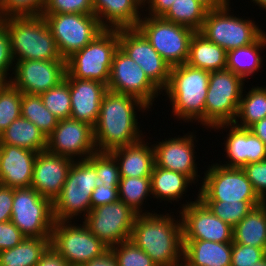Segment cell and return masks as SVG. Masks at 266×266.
Returning a JSON list of instances; mask_svg holds the SVG:
<instances>
[{
    "mask_svg": "<svg viewBox=\"0 0 266 266\" xmlns=\"http://www.w3.org/2000/svg\"><path fill=\"white\" fill-rule=\"evenodd\" d=\"M137 109L144 111L150 108L130 95L111 91L104 94L99 116L93 127L97 152H110L143 139L137 125Z\"/></svg>",
    "mask_w": 266,
    "mask_h": 266,
    "instance_id": "6da1fadb",
    "label": "cell"
},
{
    "mask_svg": "<svg viewBox=\"0 0 266 266\" xmlns=\"http://www.w3.org/2000/svg\"><path fill=\"white\" fill-rule=\"evenodd\" d=\"M147 212L137 215L130 239L158 266H172L183 260L181 219L174 220L169 213Z\"/></svg>",
    "mask_w": 266,
    "mask_h": 266,
    "instance_id": "7a4b0ae2",
    "label": "cell"
},
{
    "mask_svg": "<svg viewBox=\"0 0 266 266\" xmlns=\"http://www.w3.org/2000/svg\"><path fill=\"white\" fill-rule=\"evenodd\" d=\"M210 72L187 63L171 67L169 83L164 92L172 102V113L178 120H198L205 126V101Z\"/></svg>",
    "mask_w": 266,
    "mask_h": 266,
    "instance_id": "3957f363",
    "label": "cell"
},
{
    "mask_svg": "<svg viewBox=\"0 0 266 266\" xmlns=\"http://www.w3.org/2000/svg\"><path fill=\"white\" fill-rule=\"evenodd\" d=\"M0 21L10 35L14 63L21 60H65L42 15L7 17Z\"/></svg>",
    "mask_w": 266,
    "mask_h": 266,
    "instance_id": "277c9868",
    "label": "cell"
},
{
    "mask_svg": "<svg viewBox=\"0 0 266 266\" xmlns=\"http://www.w3.org/2000/svg\"><path fill=\"white\" fill-rule=\"evenodd\" d=\"M118 47V29H105L83 49L66 59V75L108 85L113 57Z\"/></svg>",
    "mask_w": 266,
    "mask_h": 266,
    "instance_id": "5b68a950",
    "label": "cell"
},
{
    "mask_svg": "<svg viewBox=\"0 0 266 266\" xmlns=\"http://www.w3.org/2000/svg\"><path fill=\"white\" fill-rule=\"evenodd\" d=\"M96 178V168L87 159L74 160L61 193L52 203L55 221H70L80 213L84 217L89 214Z\"/></svg>",
    "mask_w": 266,
    "mask_h": 266,
    "instance_id": "8992f818",
    "label": "cell"
},
{
    "mask_svg": "<svg viewBox=\"0 0 266 266\" xmlns=\"http://www.w3.org/2000/svg\"><path fill=\"white\" fill-rule=\"evenodd\" d=\"M171 66L187 63L191 39L196 31L162 16H145L136 27Z\"/></svg>",
    "mask_w": 266,
    "mask_h": 266,
    "instance_id": "52a82bcc",
    "label": "cell"
},
{
    "mask_svg": "<svg viewBox=\"0 0 266 266\" xmlns=\"http://www.w3.org/2000/svg\"><path fill=\"white\" fill-rule=\"evenodd\" d=\"M244 80L228 69L210 72L205 101V126L234 123Z\"/></svg>",
    "mask_w": 266,
    "mask_h": 266,
    "instance_id": "ba28073f",
    "label": "cell"
},
{
    "mask_svg": "<svg viewBox=\"0 0 266 266\" xmlns=\"http://www.w3.org/2000/svg\"><path fill=\"white\" fill-rule=\"evenodd\" d=\"M229 8L228 4L221 9L208 10L198 31L227 52L254 43L264 33L253 20L232 16Z\"/></svg>",
    "mask_w": 266,
    "mask_h": 266,
    "instance_id": "9c48e42d",
    "label": "cell"
},
{
    "mask_svg": "<svg viewBox=\"0 0 266 266\" xmlns=\"http://www.w3.org/2000/svg\"><path fill=\"white\" fill-rule=\"evenodd\" d=\"M11 222L25 237H51L53 204L32 187L15 188Z\"/></svg>",
    "mask_w": 266,
    "mask_h": 266,
    "instance_id": "30bf717a",
    "label": "cell"
},
{
    "mask_svg": "<svg viewBox=\"0 0 266 266\" xmlns=\"http://www.w3.org/2000/svg\"><path fill=\"white\" fill-rule=\"evenodd\" d=\"M63 59L83 49L105 28L95 15L66 13L42 14Z\"/></svg>",
    "mask_w": 266,
    "mask_h": 266,
    "instance_id": "8fae6325",
    "label": "cell"
},
{
    "mask_svg": "<svg viewBox=\"0 0 266 266\" xmlns=\"http://www.w3.org/2000/svg\"><path fill=\"white\" fill-rule=\"evenodd\" d=\"M71 222L55 221L51 234V247L70 266H82L109 250V247L92 234L84 224L76 226L70 224Z\"/></svg>",
    "mask_w": 266,
    "mask_h": 266,
    "instance_id": "7c38bea8",
    "label": "cell"
},
{
    "mask_svg": "<svg viewBox=\"0 0 266 266\" xmlns=\"http://www.w3.org/2000/svg\"><path fill=\"white\" fill-rule=\"evenodd\" d=\"M207 169L197 195L201 201H262L242 168H227L216 163Z\"/></svg>",
    "mask_w": 266,
    "mask_h": 266,
    "instance_id": "4fadbf2b",
    "label": "cell"
},
{
    "mask_svg": "<svg viewBox=\"0 0 266 266\" xmlns=\"http://www.w3.org/2000/svg\"><path fill=\"white\" fill-rule=\"evenodd\" d=\"M138 213L121 200L91 209L83 224L109 248L130 240Z\"/></svg>",
    "mask_w": 266,
    "mask_h": 266,
    "instance_id": "5bb4252c",
    "label": "cell"
},
{
    "mask_svg": "<svg viewBox=\"0 0 266 266\" xmlns=\"http://www.w3.org/2000/svg\"><path fill=\"white\" fill-rule=\"evenodd\" d=\"M108 91L138 98L149 108L160 90L148 79L143 69L119 47L116 50L107 85Z\"/></svg>",
    "mask_w": 266,
    "mask_h": 266,
    "instance_id": "9a60e30c",
    "label": "cell"
},
{
    "mask_svg": "<svg viewBox=\"0 0 266 266\" xmlns=\"http://www.w3.org/2000/svg\"><path fill=\"white\" fill-rule=\"evenodd\" d=\"M118 38L119 48L133 59L148 79L163 92L169 83L171 66L137 28L118 29Z\"/></svg>",
    "mask_w": 266,
    "mask_h": 266,
    "instance_id": "2e32d148",
    "label": "cell"
},
{
    "mask_svg": "<svg viewBox=\"0 0 266 266\" xmlns=\"http://www.w3.org/2000/svg\"><path fill=\"white\" fill-rule=\"evenodd\" d=\"M12 66L9 82L20 92L41 95L59 85L67 73L66 60H21Z\"/></svg>",
    "mask_w": 266,
    "mask_h": 266,
    "instance_id": "e0dca14e",
    "label": "cell"
},
{
    "mask_svg": "<svg viewBox=\"0 0 266 266\" xmlns=\"http://www.w3.org/2000/svg\"><path fill=\"white\" fill-rule=\"evenodd\" d=\"M46 150L72 160L75 156L80 157L79 160H86L97 152L94 128L88 123L72 118L59 120L53 132L47 137Z\"/></svg>",
    "mask_w": 266,
    "mask_h": 266,
    "instance_id": "ac0fdd59",
    "label": "cell"
},
{
    "mask_svg": "<svg viewBox=\"0 0 266 266\" xmlns=\"http://www.w3.org/2000/svg\"><path fill=\"white\" fill-rule=\"evenodd\" d=\"M180 211L183 240L232 243L233 227L215 216L198 197L183 204Z\"/></svg>",
    "mask_w": 266,
    "mask_h": 266,
    "instance_id": "d6986e66",
    "label": "cell"
},
{
    "mask_svg": "<svg viewBox=\"0 0 266 266\" xmlns=\"http://www.w3.org/2000/svg\"><path fill=\"white\" fill-rule=\"evenodd\" d=\"M74 160L47 150L38 152L33 168L31 187L52 203L61 193Z\"/></svg>",
    "mask_w": 266,
    "mask_h": 266,
    "instance_id": "ffe728a7",
    "label": "cell"
},
{
    "mask_svg": "<svg viewBox=\"0 0 266 266\" xmlns=\"http://www.w3.org/2000/svg\"><path fill=\"white\" fill-rule=\"evenodd\" d=\"M192 134H186L183 137H175L158 144L154 148L155 165L170 171H176L185 174L193 182L197 175V166L195 163V147Z\"/></svg>",
    "mask_w": 266,
    "mask_h": 266,
    "instance_id": "44dd1931",
    "label": "cell"
},
{
    "mask_svg": "<svg viewBox=\"0 0 266 266\" xmlns=\"http://www.w3.org/2000/svg\"><path fill=\"white\" fill-rule=\"evenodd\" d=\"M65 79L69 82L71 96L70 118L94 127L102 98L108 91L107 85L96 80L73 78L71 75H66Z\"/></svg>",
    "mask_w": 266,
    "mask_h": 266,
    "instance_id": "7402d4cb",
    "label": "cell"
},
{
    "mask_svg": "<svg viewBox=\"0 0 266 266\" xmlns=\"http://www.w3.org/2000/svg\"><path fill=\"white\" fill-rule=\"evenodd\" d=\"M230 127L225 142V152L230 161L221 166L227 168H242L246 164L266 160V145L248 128H241L234 123L220 124L213 129Z\"/></svg>",
    "mask_w": 266,
    "mask_h": 266,
    "instance_id": "603a6c76",
    "label": "cell"
},
{
    "mask_svg": "<svg viewBox=\"0 0 266 266\" xmlns=\"http://www.w3.org/2000/svg\"><path fill=\"white\" fill-rule=\"evenodd\" d=\"M38 152L0 144V184L10 188L31 187Z\"/></svg>",
    "mask_w": 266,
    "mask_h": 266,
    "instance_id": "cb8c5ba5",
    "label": "cell"
},
{
    "mask_svg": "<svg viewBox=\"0 0 266 266\" xmlns=\"http://www.w3.org/2000/svg\"><path fill=\"white\" fill-rule=\"evenodd\" d=\"M92 3L95 16L105 29L136 28L142 18L139 10L144 0H92Z\"/></svg>",
    "mask_w": 266,
    "mask_h": 266,
    "instance_id": "d4e9b609",
    "label": "cell"
},
{
    "mask_svg": "<svg viewBox=\"0 0 266 266\" xmlns=\"http://www.w3.org/2000/svg\"><path fill=\"white\" fill-rule=\"evenodd\" d=\"M117 161L121 177H150L154 160V148L143 140L119 147L109 152Z\"/></svg>",
    "mask_w": 266,
    "mask_h": 266,
    "instance_id": "484cf974",
    "label": "cell"
},
{
    "mask_svg": "<svg viewBox=\"0 0 266 266\" xmlns=\"http://www.w3.org/2000/svg\"><path fill=\"white\" fill-rule=\"evenodd\" d=\"M232 243L183 240V260L189 266H231Z\"/></svg>",
    "mask_w": 266,
    "mask_h": 266,
    "instance_id": "4316f807",
    "label": "cell"
},
{
    "mask_svg": "<svg viewBox=\"0 0 266 266\" xmlns=\"http://www.w3.org/2000/svg\"><path fill=\"white\" fill-rule=\"evenodd\" d=\"M187 64L208 72L224 70L227 66V51L196 31L190 42Z\"/></svg>",
    "mask_w": 266,
    "mask_h": 266,
    "instance_id": "83f0119b",
    "label": "cell"
},
{
    "mask_svg": "<svg viewBox=\"0 0 266 266\" xmlns=\"http://www.w3.org/2000/svg\"><path fill=\"white\" fill-rule=\"evenodd\" d=\"M232 242L266 251V202L255 206L233 227Z\"/></svg>",
    "mask_w": 266,
    "mask_h": 266,
    "instance_id": "f1b7e54d",
    "label": "cell"
},
{
    "mask_svg": "<svg viewBox=\"0 0 266 266\" xmlns=\"http://www.w3.org/2000/svg\"><path fill=\"white\" fill-rule=\"evenodd\" d=\"M0 144L42 152L47 148V138L35 124L20 116L1 133Z\"/></svg>",
    "mask_w": 266,
    "mask_h": 266,
    "instance_id": "f546056e",
    "label": "cell"
},
{
    "mask_svg": "<svg viewBox=\"0 0 266 266\" xmlns=\"http://www.w3.org/2000/svg\"><path fill=\"white\" fill-rule=\"evenodd\" d=\"M50 246L51 237H26L17 246L0 251V266H36Z\"/></svg>",
    "mask_w": 266,
    "mask_h": 266,
    "instance_id": "4dcf8cb0",
    "label": "cell"
},
{
    "mask_svg": "<svg viewBox=\"0 0 266 266\" xmlns=\"http://www.w3.org/2000/svg\"><path fill=\"white\" fill-rule=\"evenodd\" d=\"M151 194L157 199L174 200L181 199L188 188V184L193 182L188 176L183 173L170 171L160 168L154 164L151 173Z\"/></svg>",
    "mask_w": 266,
    "mask_h": 266,
    "instance_id": "1f68e13d",
    "label": "cell"
},
{
    "mask_svg": "<svg viewBox=\"0 0 266 266\" xmlns=\"http://www.w3.org/2000/svg\"><path fill=\"white\" fill-rule=\"evenodd\" d=\"M266 46V33L264 32L254 43L239 47L227 52L226 69L240 76L244 81L262 67L263 61L260 50Z\"/></svg>",
    "mask_w": 266,
    "mask_h": 266,
    "instance_id": "d6a6232c",
    "label": "cell"
},
{
    "mask_svg": "<svg viewBox=\"0 0 266 266\" xmlns=\"http://www.w3.org/2000/svg\"><path fill=\"white\" fill-rule=\"evenodd\" d=\"M243 92L234 124L241 128H249L266 117V87L256 86L244 97ZM237 117L240 120H237Z\"/></svg>",
    "mask_w": 266,
    "mask_h": 266,
    "instance_id": "836d02e7",
    "label": "cell"
},
{
    "mask_svg": "<svg viewBox=\"0 0 266 266\" xmlns=\"http://www.w3.org/2000/svg\"><path fill=\"white\" fill-rule=\"evenodd\" d=\"M208 9L197 0H175L162 16L164 19L199 31Z\"/></svg>",
    "mask_w": 266,
    "mask_h": 266,
    "instance_id": "e575fe53",
    "label": "cell"
},
{
    "mask_svg": "<svg viewBox=\"0 0 266 266\" xmlns=\"http://www.w3.org/2000/svg\"><path fill=\"white\" fill-rule=\"evenodd\" d=\"M21 116L35 124L47 138L59 120L44 105L40 95L23 93Z\"/></svg>",
    "mask_w": 266,
    "mask_h": 266,
    "instance_id": "d590c367",
    "label": "cell"
},
{
    "mask_svg": "<svg viewBox=\"0 0 266 266\" xmlns=\"http://www.w3.org/2000/svg\"><path fill=\"white\" fill-rule=\"evenodd\" d=\"M151 194L150 177H121L118 185L119 200L138 214H144L142 204Z\"/></svg>",
    "mask_w": 266,
    "mask_h": 266,
    "instance_id": "8d00e7d4",
    "label": "cell"
},
{
    "mask_svg": "<svg viewBox=\"0 0 266 266\" xmlns=\"http://www.w3.org/2000/svg\"><path fill=\"white\" fill-rule=\"evenodd\" d=\"M212 213L231 227L236 226L253 207L260 205L263 201H202Z\"/></svg>",
    "mask_w": 266,
    "mask_h": 266,
    "instance_id": "74e56055",
    "label": "cell"
},
{
    "mask_svg": "<svg viewBox=\"0 0 266 266\" xmlns=\"http://www.w3.org/2000/svg\"><path fill=\"white\" fill-rule=\"evenodd\" d=\"M22 96L23 93L9 81L0 87V135L21 116Z\"/></svg>",
    "mask_w": 266,
    "mask_h": 266,
    "instance_id": "f35d334b",
    "label": "cell"
},
{
    "mask_svg": "<svg viewBox=\"0 0 266 266\" xmlns=\"http://www.w3.org/2000/svg\"><path fill=\"white\" fill-rule=\"evenodd\" d=\"M42 101L45 107L55 115L58 120L70 118L71 96L69 82L65 79L59 85L42 93Z\"/></svg>",
    "mask_w": 266,
    "mask_h": 266,
    "instance_id": "ab89813d",
    "label": "cell"
},
{
    "mask_svg": "<svg viewBox=\"0 0 266 266\" xmlns=\"http://www.w3.org/2000/svg\"><path fill=\"white\" fill-rule=\"evenodd\" d=\"M87 160L96 168L95 186L119 184L121 180L119 166L109 152H96Z\"/></svg>",
    "mask_w": 266,
    "mask_h": 266,
    "instance_id": "60d3db41",
    "label": "cell"
},
{
    "mask_svg": "<svg viewBox=\"0 0 266 266\" xmlns=\"http://www.w3.org/2000/svg\"><path fill=\"white\" fill-rule=\"evenodd\" d=\"M118 266H158L151 257L131 239L109 248Z\"/></svg>",
    "mask_w": 266,
    "mask_h": 266,
    "instance_id": "b9f144b4",
    "label": "cell"
},
{
    "mask_svg": "<svg viewBox=\"0 0 266 266\" xmlns=\"http://www.w3.org/2000/svg\"><path fill=\"white\" fill-rule=\"evenodd\" d=\"M46 0H2L0 20L7 17L41 16Z\"/></svg>",
    "mask_w": 266,
    "mask_h": 266,
    "instance_id": "7bdbcfd3",
    "label": "cell"
},
{
    "mask_svg": "<svg viewBox=\"0 0 266 266\" xmlns=\"http://www.w3.org/2000/svg\"><path fill=\"white\" fill-rule=\"evenodd\" d=\"M95 15L92 0H46L42 14Z\"/></svg>",
    "mask_w": 266,
    "mask_h": 266,
    "instance_id": "ee69618b",
    "label": "cell"
},
{
    "mask_svg": "<svg viewBox=\"0 0 266 266\" xmlns=\"http://www.w3.org/2000/svg\"><path fill=\"white\" fill-rule=\"evenodd\" d=\"M265 257L263 248L232 242L231 266H252Z\"/></svg>",
    "mask_w": 266,
    "mask_h": 266,
    "instance_id": "f6af8a7d",
    "label": "cell"
},
{
    "mask_svg": "<svg viewBox=\"0 0 266 266\" xmlns=\"http://www.w3.org/2000/svg\"><path fill=\"white\" fill-rule=\"evenodd\" d=\"M242 170L251 182L255 193L263 202H266V160L246 164Z\"/></svg>",
    "mask_w": 266,
    "mask_h": 266,
    "instance_id": "bcb514c9",
    "label": "cell"
},
{
    "mask_svg": "<svg viewBox=\"0 0 266 266\" xmlns=\"http://www.w3.org/2000/svg\"><path fill=\"white\" fill-rule=\"evenodd\" d=\"M14 59L11 51L10 35L6 26L0 21V76L8 82L7 73L12 68Z\"/></svg>",
    "mask_w": 266,
    "mask_h": 266,
    "instance_id": "7dc6e473",
    "label": "cell"
},
{
    "mask_svg": "<svg viewBox=\"0 0 266 266\" xmlns=\"http://www.w3.org/2000/svg\"><path fill=\"white\" fill-rule=\"evenodd\" d=\"M26 238L11 222H0V251L13 248Z\"/></svg>",
    "mask_w": 266,
    "mask_h": 266,
    "instance_id": "c3c4849f",
    "label": "cell"
},
{
    "mask_svg": "<svg viewBox=\"0 0 266 266\" xmlns=\"http://www.w3.org/2000/svg\"><path fill=\"white\" fill-rule=\"evenodd\" d=\"M118 185L110 184L96 187L90 197L91 209L117 201L119 199Z\"/></svg>",
    "mask_w": 266,
    "mask_h": 266,
    "instance_id": "681fc988",
    "label": "cell"
},
{
    "mask_svg": "<svg viewBox=\"0 0 266 266\" xmlns=\"http://www.w3.org/2000/svg\"><path fill=\"white\" fill-rule=\"evenodd\" d=\"M14 189L0 184V222L11 221Z\"/></svg>",
    "mask_w": 266,
    "mask_h": 266,
    "instance_id": "f907efd6",
    "label": "cell"
},
{
    "mask_svg": "<svg viewBox=\"0 0 266 266\" xmlns=\"http://www.w3.org/2000/svg\"><path fill=\"white\" fill-rule=\"evenodd\" d=\"M36 266H70V264L50 246Z\"/></svg>",
    "mask_w": 266,
    "mask_h": 266,
    "instance_id": "816d5d0a",
    "label": "cell"
},
{
    "mask_svg": "<svg viewBox=\"0 0 266 266\" xmlns=\"http://www.w3.org/2000/svg\"><path fill=\"white\" fill-rule=\"evenodd\" d=\"M175 0H144L148 4L149 16H163Z\"/></svg>",
    "mask_w": 266,
    "mask_h": 266,
    "instance_id": "f5cc1de1",
    "label": "cell"
},
{
    "mask_svg": "<svg viewBox=\"0 0 266 266\" xmlns=\"http://www.w3.org/2000/svg\"><path fill=\"white\" fill-rule=\"evenodd\" d=\"M82 266H118L117 260L110 250L102 256L95 258Z\"/></svg>",
    "mask_w": 266,
    "mask_h": 266,
    "instance_id": "db71d44e",
    "label": "cell"
},
{
    "mask_svg": "<svg viewBox=\"0 0 266 266\" xmlns=\"http://www.w3.org/2000/svg\"><path fill=\"white\" fill-rule=\"evenodd\" d=\"M248 129L266 145V117L254 123Z\"/></svg>",
    "mask_w": 266,
    "mask_h": 266,
    "instance_id": "11a10c76",
    "label": "cell"
},
{
    "mask_svg": "<svg viewBox=\"0 0 266 266\" xmlns=\"http://www.w3.org/2000/svg\"><path fill=\"white\" fill-rule=\"evenodd\" d=\"M197 1H199L202 5H204L208 10L221 9L230 3L229 0H197Z\"/></svg>",
    "mask_w": 266,
    "mask_h": 266,
    "instance_id": "9f6ffc18",
    "label": "cell"
},
{
    "mask_svg": "<svg viewBox=\"0 0 266 266\" xmlns=\"http://www.w3.org/2000/svg\"><path fill=\"white\" fill-rule=\"evenodd\" d=\"M253 3L266 10V0H252Z\"/></svg>",
    "mask_w": 266,
    "mask_h": 266,
    "instance_id": "6f0895ef",
    "label": "cell"
},
{
    "mask_svg": "<svg viewBox=\"0 0 266 266\" xmlns=\"http://www.w3.org/2000/svg\"><path fill=\"white\" fill-rule=\"evenodd\" d=\"M252 266H266V257L262 259L260 262L253 264Z\"/></svg>",
    "mask_w": 266,
    "mask_h": 266,
    "instance_id": "680465c9",
    "label": "cell"
},
{
    "mask_svg": "<svg viewBox=\"0 0 266 266\" xmlns=\"http://www.w3.org/2000/svg\"><path fill=\"white\" fill-rule=\"evenodd\" d=\"M184 263H182V261L181 262H178V263H176V264H174V265H172V266H189L185 261H183ZM180 263V264H179Z\"/></svg>",
    "mask_w": 266,
    "mask_h": 266,
    "instance_id": "91938a15",
    "label": "cell"
},
{
    "mask_svg": "<svg viewBox=\"0 0 266 266\" xmlns=\"http://www.w3.org/2000/svg\"><path fill=\"white\" fill-rule=\"evenodd\" d=\"M6 81L0 76V87L5 83Z\"/></svg>",
    "mask_w": 266,
    "mask_h": 266,
    "instance_id": "94428289",
    "label": "cell"
}]
</instances>
